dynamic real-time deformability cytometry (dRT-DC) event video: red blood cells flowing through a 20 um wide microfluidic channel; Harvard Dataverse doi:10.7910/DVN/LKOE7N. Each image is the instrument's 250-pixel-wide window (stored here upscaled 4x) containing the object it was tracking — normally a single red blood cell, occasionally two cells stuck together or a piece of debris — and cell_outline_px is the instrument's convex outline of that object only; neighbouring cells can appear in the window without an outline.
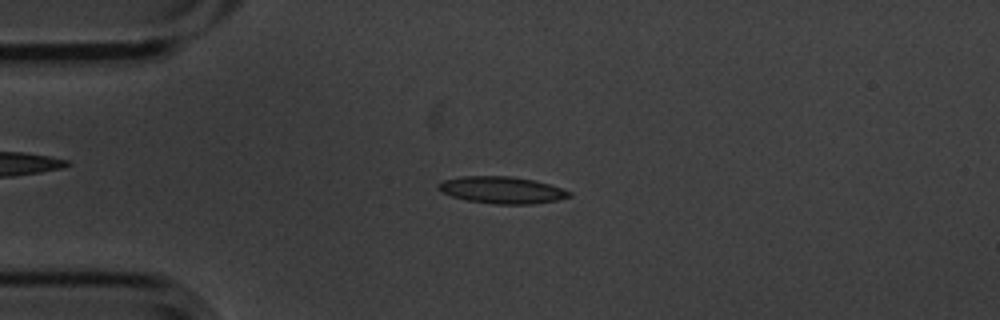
{"species": "common noctule bat (a hibernating species)", "species_latin": "Nyctalus noctula", "temperature_condition": "cold", "stored_images_in_passage": 4, "camera_frame_rate_fps": 3000, "um_per_image_px": 0.085, "animal": {"sex": "male", "body_mass_g": 20.1, "forearm_length_mm": 53.5}, "frame": {"image": 1, "passage_image": 3, "time_ms": 0.667, "image_size_px": [1000, 320], "cell_outline_px": [[572, 196], [556, 200], [532, 204], [496, 204], [468, 200], [452, 196], [436, 188], [436, 184], [444, 180], [464, 176], [512, 176], [532, 180], [548, 184], [572, 192]], "centroid_in_image_um": [42.65, 16.15], "position_along_channel_um": 42.3, "area_um2": 20.29}}